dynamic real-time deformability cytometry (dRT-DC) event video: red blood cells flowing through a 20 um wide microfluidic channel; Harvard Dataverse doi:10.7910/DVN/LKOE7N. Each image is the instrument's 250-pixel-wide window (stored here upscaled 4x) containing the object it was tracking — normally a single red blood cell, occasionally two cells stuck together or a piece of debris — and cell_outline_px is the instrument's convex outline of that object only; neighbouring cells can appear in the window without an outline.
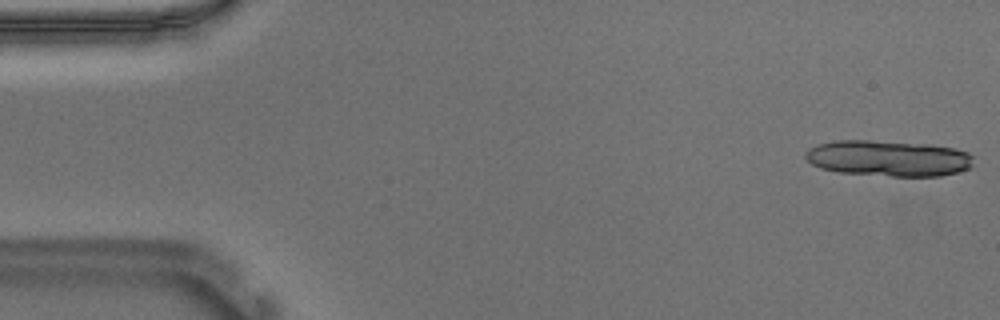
{"species": "Egyptian fruit bat (a non-hibernating species)", "species_latin": "Rousettus aegyptiacus", "temperature_condition": "warm", "stored_images_in_passage": 13, "camera_frame_rate_fps": 3000, "um_per_image_px": 0.085, "animal": {"sex": "male"}, "frame": {"image": 1, "passage_image": 1, "time_ms": 0.0, "image_size_px": [1000, 320], "cell_outline_px": [[972, 164], [968, 168], [956, 172], [940, 176], [892, 176], [840, 172], [820, 168], [812, 164], [804, 156], [804, 152], [808, 148], [816, 144], [832, 140], [868, 140], [932, 144], [956, 148], [968, 152], [972, 156]], "centroid_in_image_um": [75.48, 13.43], "position_along_channel_um": 9.5, "area_um2": 35.43}}